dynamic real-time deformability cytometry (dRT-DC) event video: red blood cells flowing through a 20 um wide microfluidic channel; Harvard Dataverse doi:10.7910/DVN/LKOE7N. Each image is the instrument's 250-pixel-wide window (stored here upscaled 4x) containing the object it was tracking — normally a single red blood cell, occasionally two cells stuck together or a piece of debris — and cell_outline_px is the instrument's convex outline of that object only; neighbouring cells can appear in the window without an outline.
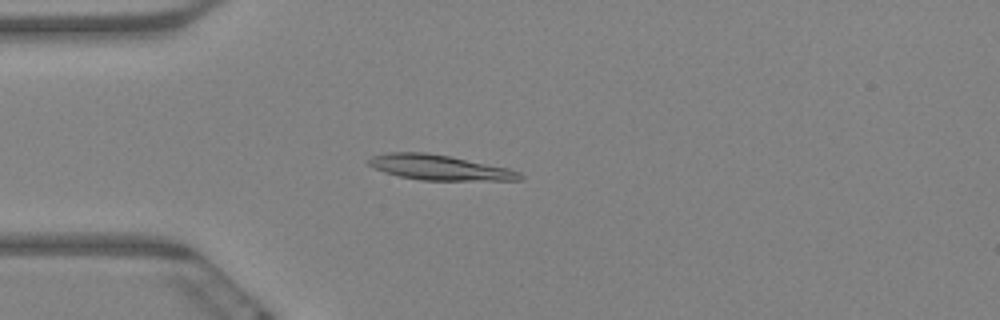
{"species": "Egyptian fruit bat (a non-hibernating species)", "species_latin": "Rousettus aegyptiacus", "temperature_condition": "warm", "stored_images_in_passage": 63, "camera_frame_rate_fps": 3000, "um_per_image_px": 0.085, "animal": {"sex": "female"}, "frame": {"image": 1, "passage_image": 17, "time_ms": 5.333, "image_size_px": [1000, 320], "cell_outline_px": [[524, 180], [420, 180], [400, 176], [384, 172], [368, 164], [368, 160], [372, 156], [388, 152], [424, 152], [448, 156], [508, 168], [520, 172], [524, 176]], "centroid_in_image_um": [37.36, 14.24], "position_along_channel_um": 47.6, "area_um2": 21.91}}
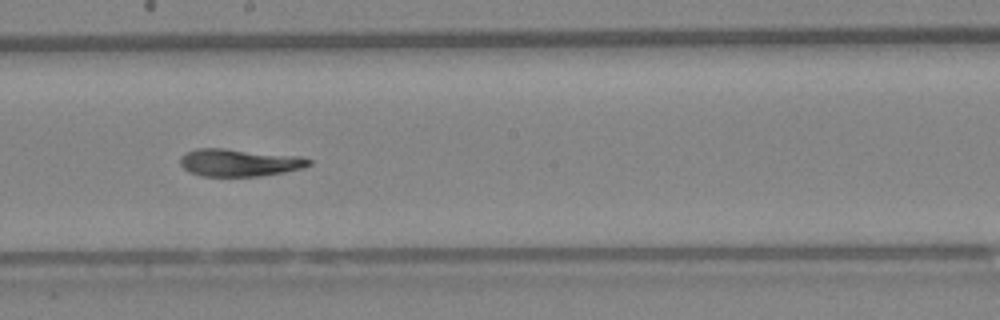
{"frame": {"image": 2, "passage_image": 35, "time_ms": 11.333, "image_size_px": [1000, 320], "cell_outline_px": [[312, 164], [304, 168], [284, 172], [260, 176], [204, 176], [188, 172], [180, 164], [180, 156], [196, 148], [224, 148], [300, 156], [312, 160]], "centroid_in_image_um": [20.36, 13.82], "position_along_channel_um": 227.8, "area_um2": 20.69}}
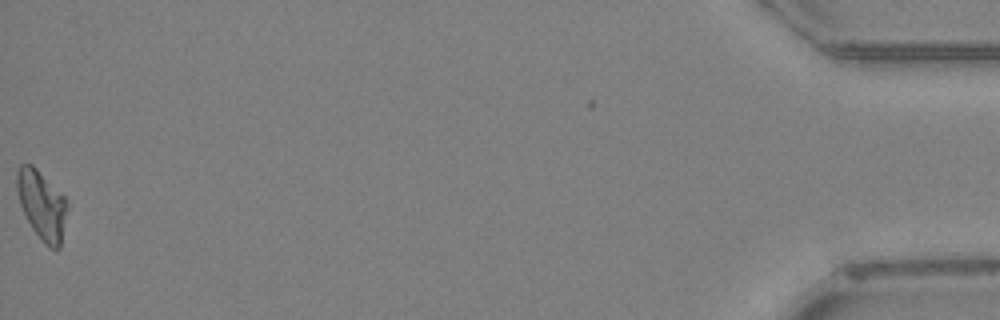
{"frame": {"image": 3, "passage_image": 63, "time_ms": 20.667, "image_size_px": [1000, 320], "cell_outline_px": [[68, 208], [60, 248], [48, 248], [44, 244], [32, 228], [20, 204], [16, 188], [16, 172], [20, 164], [32, 164], [68, 200]], "centroid_in_image_um": [3.56, 17.42], "position_along_channel_um": 431.6, "area_um2": 20.23}, "authors_computed_cell_mechanics": {"area_um2": 20.9236, "velocity_mm_per_s": 3.2486, "shape_relaxation_time_tau1_ms": 7.7758, "shape_relaxation_time_tau2_ms": 3.3782, "deformation_change_tau1": 0.2241, "deformation_change_tau2": 0.0856}}